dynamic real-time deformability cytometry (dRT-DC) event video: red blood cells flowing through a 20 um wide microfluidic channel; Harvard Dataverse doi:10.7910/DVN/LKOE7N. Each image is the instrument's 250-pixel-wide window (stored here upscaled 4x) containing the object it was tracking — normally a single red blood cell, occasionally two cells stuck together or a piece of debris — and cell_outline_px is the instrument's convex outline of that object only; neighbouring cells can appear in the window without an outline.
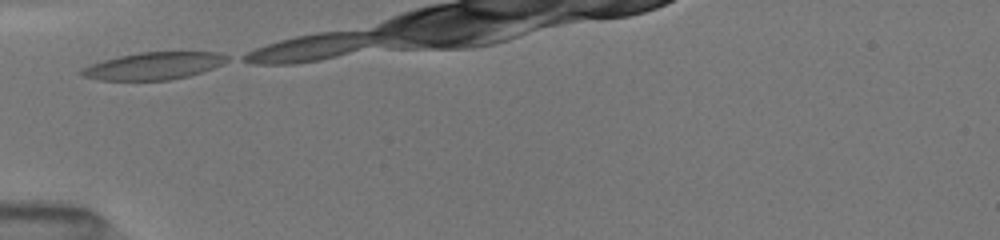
{"species": "common noctule bat (a hibernating species)", "species_latin": "Nyctalus noctula", "temperature_condition": "room temperature", "stored_images_in_passage": 4, "camera_frame_rate_fps": 3000, "um_per_image_px": 0.085, "animal": {"sex": "female", "body_mass_g": 19.5, "forearm_length_mm": 54.1}, "frame": {"image": 1, "passage_image": 1, "time_ms": 0.0, "image_size_px": [1000, 240], "cell_outline_px": [[228, 60], [212, 68], [188, 76], [168, 80], [100, 80], [80, 76], [76, 72], [92, 64], [104, 60], [120, 56], [140, 52], [220, 52], [228, 56]], "centroid_in_image_um": [13.02, 5.6], "position_along_channel_um": 72.0, "area_um2": 22.95}}